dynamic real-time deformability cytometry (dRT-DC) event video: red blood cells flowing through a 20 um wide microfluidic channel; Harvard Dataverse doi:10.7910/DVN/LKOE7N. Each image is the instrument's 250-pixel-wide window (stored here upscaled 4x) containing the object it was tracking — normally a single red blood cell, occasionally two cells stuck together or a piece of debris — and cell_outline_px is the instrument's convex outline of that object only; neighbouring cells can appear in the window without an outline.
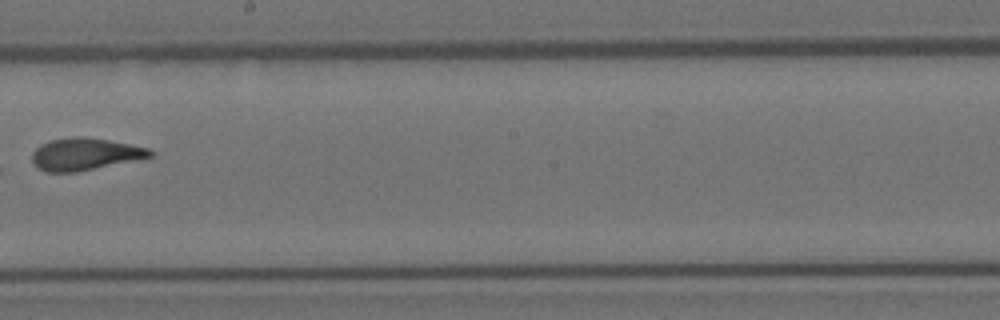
{"species": "Egyptian fruit bat (a non-hibernating species)", "species_latin": "Rousettus aegyptiacus", "temperature_condition": "room temperature", "stored_images_in_passage": 15, "camera_frame_rate_fps": 3000, "um_per_image_px": 0.085, "animal": {"sex": "female"}, "frame": {"image": 1, "passage_image": 9, "time_ms": 10.333, "image_size_px": [1000, 320], "cell_outline_px": [[156, 152], [152, 156], [76, 172], [44, 172], [36, 168], [32, 160], [32, 152], [40, 144], [52, 140], [76, 136], [84, 136], [108, 140], [148, 148]], "centroid_in_image_um": [7.17, 13.1], "position_along_channel_um": 241.0, "area_um2": 21.96}, "authors_computed_cell_mechanics": {"area_um2": 22.4842, "velocity_mm_per_s": 3.5918, "shape_relaxation_time_tau1_ms": null, "shape_relaxation_time_tau2_ms": 1.3508, "deformation_change_tau1": null, "deformation_change_tau2": 0.0767}}